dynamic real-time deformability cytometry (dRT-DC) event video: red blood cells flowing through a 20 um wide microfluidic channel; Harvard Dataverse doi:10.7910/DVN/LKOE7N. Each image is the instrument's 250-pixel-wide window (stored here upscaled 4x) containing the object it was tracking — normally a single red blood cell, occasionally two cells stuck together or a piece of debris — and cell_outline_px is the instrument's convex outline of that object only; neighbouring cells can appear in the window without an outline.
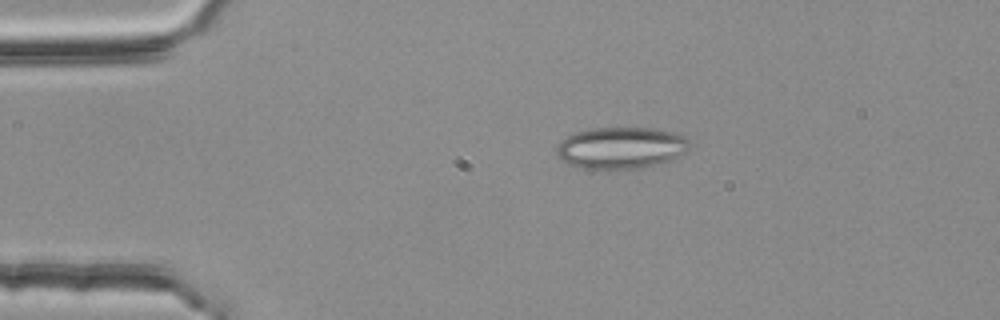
{"species": "common noctule bat (a hibernating species)", "species_latin": "Nyctalus noctula", "temperature_condition": "room temperature", "stored_images_in_passage": 2, "camera_frame_rate_fps": 3000, "um_per_image_px": 0.085, "animal": {"sex": "female", "body_mass_g": 25.1}, "frame": {"image": 1, "passage_image": 1, "time_ms": 0.0, "image_size_px": [1000, 320], "cell_outline_px": [[688, 148], [684, 152], [668, 160], [656, 164], [636, 168], [580, 168], [568, 164], [560, 160], [556, 152], [556, 148], [560, 140], [572, 132], [592, 128], [652, 128], [676, 132], [688, 136]], "centroid_in_image_um": [52.73, 12.54], "position_along_channel_um": 32.3, "area_um2": 32.25}}